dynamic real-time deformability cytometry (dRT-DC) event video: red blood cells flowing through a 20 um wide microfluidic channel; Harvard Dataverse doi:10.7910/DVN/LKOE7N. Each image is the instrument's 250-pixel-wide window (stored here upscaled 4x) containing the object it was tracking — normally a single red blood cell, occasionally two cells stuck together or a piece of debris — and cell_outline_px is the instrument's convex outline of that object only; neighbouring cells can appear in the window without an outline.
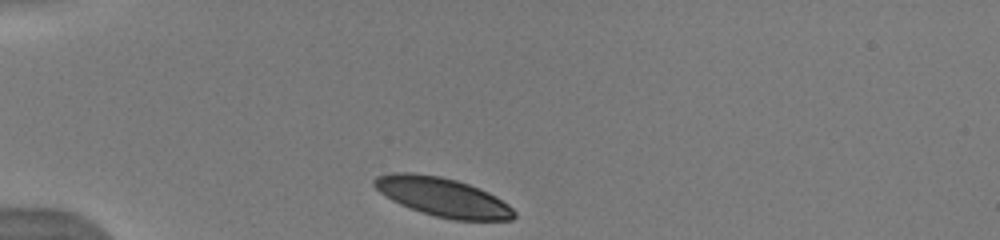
{"species": "human", "species_latin": "Homo sapiens", "temperature_condition": "warm", "stored_images_in_passage": 35, "camera_frame_rate_fps": 3000, "um_per_image_px": 0.085, "donor": {"sex": "male"}, "frame": {"image": 1, "passage_image": 1, "time_ms": 0.0, "image_size_px": [1000, 240], "cell_outline_px": [[516, 216], [512, 220], [452, 220], [436, 216], [400, 204], [392, 200], [380, 192], [372, 184], [372, 180], [376, 176], [392, 172], [412, 172], [440, 176], [456, 180], [468, 184], [488, 192], [496, 196], [508, 204], [516, 212]], "centroid_in_image_um": [37.63, 16.74], "position_along_channel_um": 47.4, "area_um2": 31.62}, "authors_computed_cell_mechanics": {"area_um2": 33.0038, "velocity_mm_per_s": 3.9011, "shape_relaxation_time_tau1_ms": 1.3923, "shape_relaxation_time_tau2_ms": 6.6097, "deformation_change_tau1": 0.0664, "deformation_change_tau2": 0.1365}}